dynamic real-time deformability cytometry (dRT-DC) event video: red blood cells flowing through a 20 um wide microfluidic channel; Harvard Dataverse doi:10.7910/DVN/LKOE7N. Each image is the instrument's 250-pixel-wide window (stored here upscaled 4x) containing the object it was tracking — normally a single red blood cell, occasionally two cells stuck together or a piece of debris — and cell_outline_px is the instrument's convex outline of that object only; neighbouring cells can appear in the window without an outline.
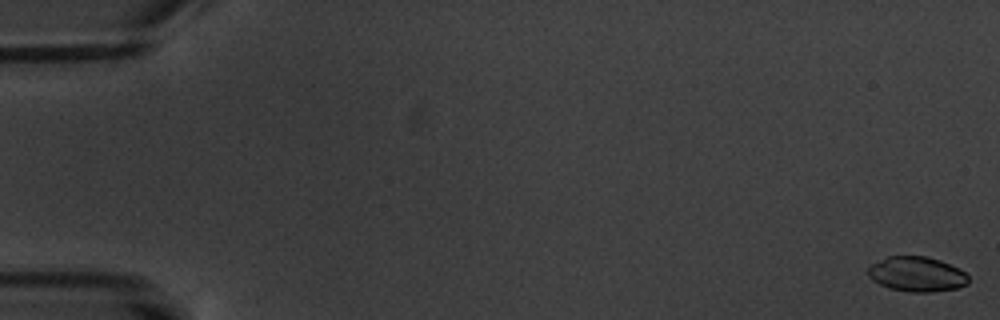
{"species": "common noctule bat (a hibernating species)", "species_latin": "Nyctalus noctula", "temperature_condition": "warm", "stored_images_in_passage": 6, "camera_frame_rate_fps": 3000, "um_per_image_px": 0.085, "animal": {"sex": "male", "body_mass_g": 20.1, "forearm_length_mm": 53.5}, "frame": {"image": 1, "passage_image": 1, "time_ms": 0.0, "image_size_px": [1000, 320], "cell_outline_px": [[968, 284], [956, 288], [932, 292], [908, 292], [888, 288], [872, 280], [868, 276], [868, 268], [872, 264], [888, 256], [924, 256], [940, 260], [960, 268], [968, 276]], "centroid_in_image_um": [77.93, 23.31], "position_along_channel_um": 7.1, "area_um2": 20.46}}
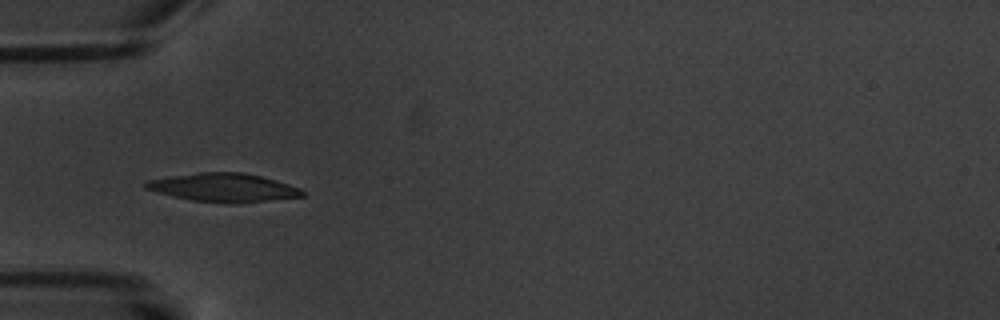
{"frame": {"image": 2, "passage_image": 5, "time_ms": 6.333, "image_size_px": [1000, 320], "cell_outline_px": [[304, 196], [236, 204], [228, 204], [192, 200], [156, 192], [144, 188], [144, 180], [200, 172], [240, 172], [260, 176], [276, 180], [300, 188], [304, 192]], "centroid_in_image_um": [18.98, 15.95], "position_along_channel_um": 66.0, "area_um2": 26.01}}